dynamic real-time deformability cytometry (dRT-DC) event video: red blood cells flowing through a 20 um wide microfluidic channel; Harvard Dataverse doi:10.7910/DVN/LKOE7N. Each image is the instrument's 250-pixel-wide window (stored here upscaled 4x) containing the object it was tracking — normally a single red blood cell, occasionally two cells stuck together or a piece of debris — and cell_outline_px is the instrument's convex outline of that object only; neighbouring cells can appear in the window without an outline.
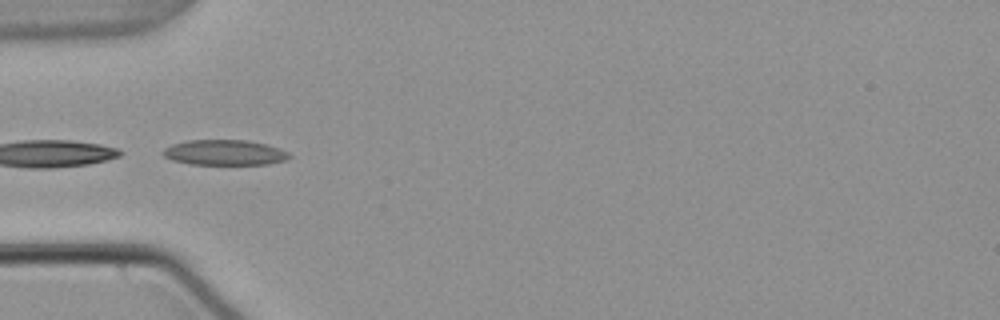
{"species": "common noctule bat (a hibernating species)", "species_latin": "Nyctalus noctula", "temperature_condition": "warm", "stored_images_in_passage": 4, "camera_frame_rate_fps": 3000, "um_per_image_px": 0.085, "animal": {"sex": "male", "body_mass_g": 21.5, "forearm_length_mm": 52.0}, "frame": {"image": 1, "passage_image": 1, "time_ms": 0.0, "image_size_px": [1000, 320], "cell_outline_px": [[292, 156], [288, 160], [268, 164], [188, 164], [172, 160], [164, 156], [160, 152], [164, 148], [172, 144], [188, 140], [248, 140], [264, 144], [288, 152]], "centroid_in_image_um": [19.06, 12.97], "position_along_channel_um": 65.9, "area_um2": 18.67}}